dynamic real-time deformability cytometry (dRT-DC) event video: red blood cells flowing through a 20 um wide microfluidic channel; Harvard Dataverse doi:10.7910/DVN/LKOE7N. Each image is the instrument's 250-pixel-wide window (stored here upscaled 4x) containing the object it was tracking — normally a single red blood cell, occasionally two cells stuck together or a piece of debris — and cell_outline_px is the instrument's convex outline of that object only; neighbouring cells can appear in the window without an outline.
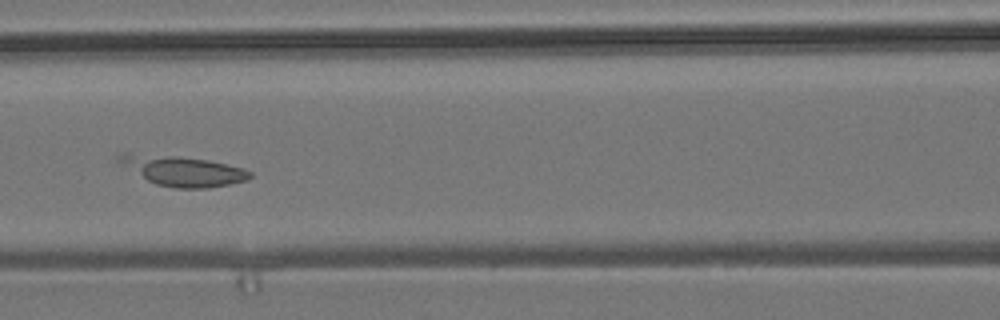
{"species": "common noctule bat (a hibernating species)", "species_latin": "Nyctalus noctula", "temperature_condition": "room temperature", "stored_images_in_passage": 12, "camera_frame_rate_fps": 3000, "um_per_image_px": 0.085, "animal": {"sex": "male", "body_mass_g": 19.2, "forearm_length_mm": 51.8}, "frame": {"image": 1, "passage_image": 9, "time_ms": 2.667, "image_size_px": [1000, 320], "cell_outline_px": [[252, 176], [248, 180], [208, 188], [176, 188], [156, 184], [148, 180], [116, 160], [116, 156], [176, 156], [208, 160], [244, 168], [252, 172]], "centroid_in_image_um": [15.71, 14.56], "position_along_channel_um": 150.9, "area_um2": 21.85}}
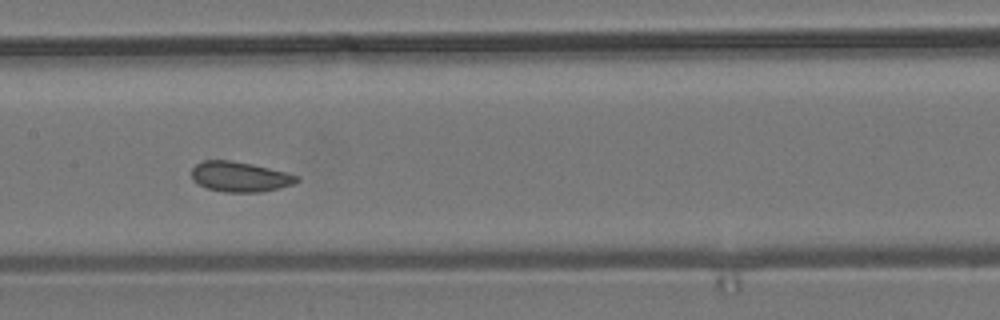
{"frame": {"image": 2, "passage_image": 10, "time_ms": 3.0, "image_size_px": [1000, 320], "cell_outline_px": [[300, 180], [292, 184], [280, 188], [260, 192], [224, 192], [208, 188], [192, 180], [192, 168], [196, 164], [204, 160], [228, 160], [252, 164], [288, 172], [300, 176]], "centroid_in_image_um": [20.42, 15.02], "position_along_channel_um": 187.0, "area_um2": 18.5}}
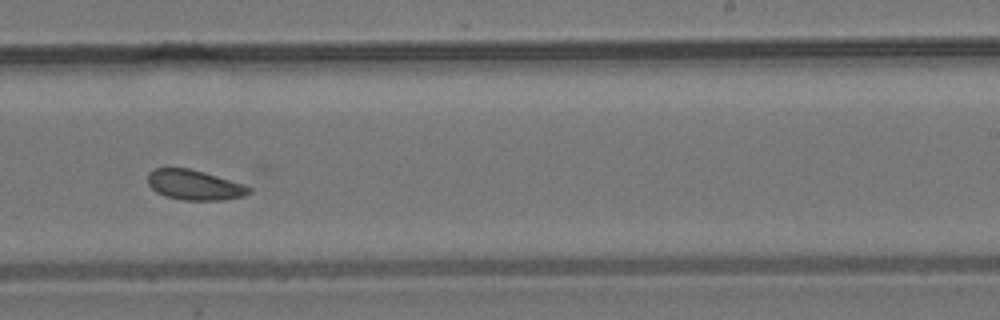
{"frame": {"image": 3, "passage_image": 12, "time_ms": 3.667, "image_size_px": [1000, 320], "cell_outline_px": [[252, 192], [244, 196], [224, 200], [184, 200], [164, 196], [156, 192], [148, 184], [148, 172], [156, 168], [188, 168], [204, 172], [244, 184], [252, 188]], "centroid_in_image_um": [16.54, 15.73], "position_along_channel_um": 272.5, "area_um2": 17.8}}